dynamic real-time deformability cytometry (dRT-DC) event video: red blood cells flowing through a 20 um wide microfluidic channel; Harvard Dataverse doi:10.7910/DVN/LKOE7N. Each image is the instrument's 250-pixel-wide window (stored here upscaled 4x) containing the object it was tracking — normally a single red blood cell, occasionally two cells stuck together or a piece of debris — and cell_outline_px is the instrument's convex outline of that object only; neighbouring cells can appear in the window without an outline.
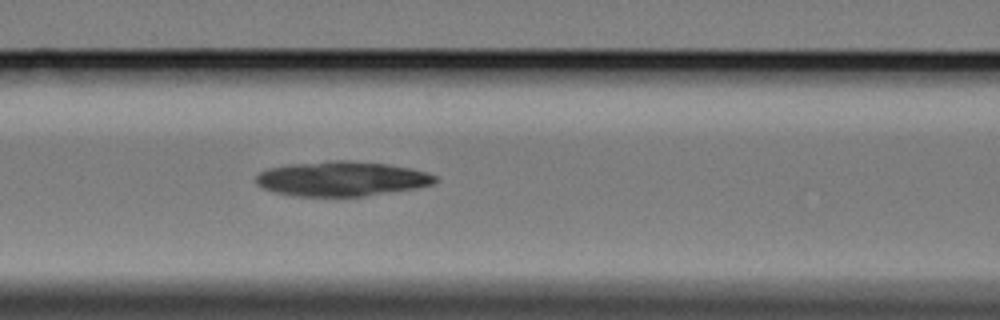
{"species": "Egyptian fruit bat (a non-hibernating species)", "species_latin": "Rousettus aegyptiacus", "temperature_condition": "cold", "stored_images_in_passage": 40, "camera_frame_rate_fps": 3000, "um_per_image_px": 0.085, "animal": {"sex": "female"}, "frame": {"image": 1, "passage_image": 7, "time_ms": 2.0, "image_size_px": [1000, 320], "cell_outline_px": [[436, 180], [432, 184], [416, 188], [364, 196], [296, 196], [276, 192], [264, 188], [256, 184], [256, 176], [260, 172], [268, 168], [292, 164], [328, 160], [348, 160], [388, 164], [412, 168], [428, 172], [436, 176]], "centroid_in_image_um": [29.05, 15.18], "position_along_channel_um": 137.5, "area_um2": 36.24}}
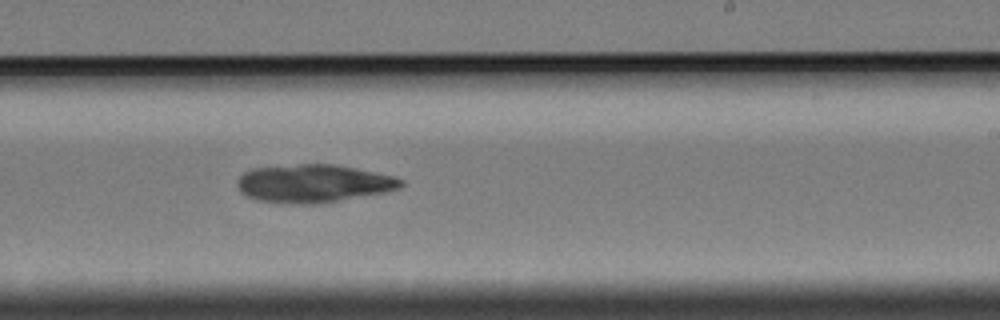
{"frame": {"image": 2, "passage_image": 18, "time_ms": 5.667, "image_size_px": [1000, 320], "cell_outline_px": [[404, 184], [400, 188], [384, 192], [316, 204], [296, 204], [256, 200], [240, 192], [236, 184], [236, 180], [244, 172], [252, 168], [300, 164], [332, 164], [392, 176], [404, 180]], "centroid_in_image_um": [26.59, 15.6], "position_along_channel_um": 262.4, "area_um2": 35.95}}
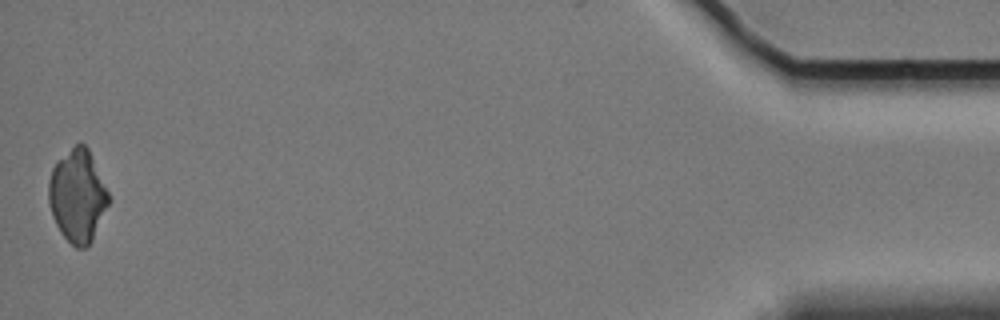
{"frame": {"image": 3, "passage_image": 40, "time_ms": 13.0, "image_size_px": [1000, 320], "cell_outline_px": [[112, 200], [92, 240], [84, 248], [76, 248], [60, 232], [52, 216], [48, 200], [48, 180], [52, 168], [80, 140], [88, 148]], "centroid_in_image_um": [6.61, 16.67], "position_along_channel_um": 428.6, "area_um2": 32.25}}